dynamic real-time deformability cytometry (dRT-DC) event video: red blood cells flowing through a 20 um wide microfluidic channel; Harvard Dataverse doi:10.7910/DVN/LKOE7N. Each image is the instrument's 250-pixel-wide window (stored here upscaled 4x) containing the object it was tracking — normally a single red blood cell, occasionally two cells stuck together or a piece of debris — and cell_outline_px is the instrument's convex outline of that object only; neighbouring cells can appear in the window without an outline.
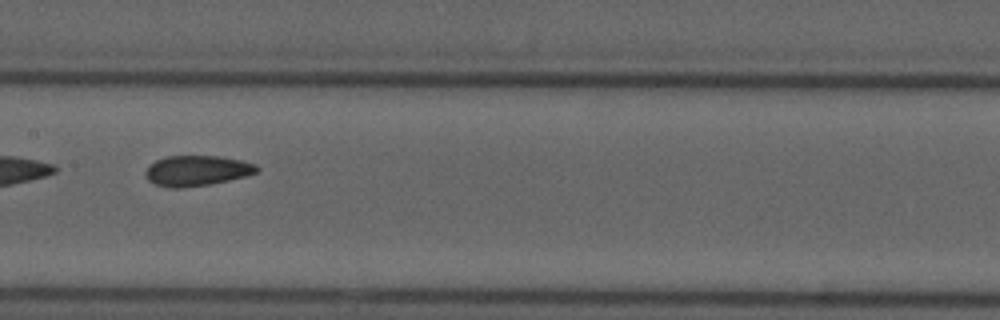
{"species": "common noctule bat (a hibernating species)", "species_latin": "Nyctalus noctula", "temperature_condition": "cold", "stored_images_in_passage": 11, "camera_frame_rate_fps": 3000, "um_per_image_px": 0.085, "animal": {"sex": "male", "forearm_length_mm": 52.5}, "frame": {"image": 1, "passage_image": 4, "time_ms": 3.333, "image_size_px": [1000, 320], "cell_outline_px": [[260, 168], [256, 172], [248, 176], [212, 184], [184, 188], [168, 188], [156, 184], [148, 180], [144, 172], [156, 160], [168, 156], [216, 156], [240, 160], [256, 164]], "centroid_in_image_um": [16.76, 14.52], "position_along_channel_um": 190.6, "area_um2": 19.77}}
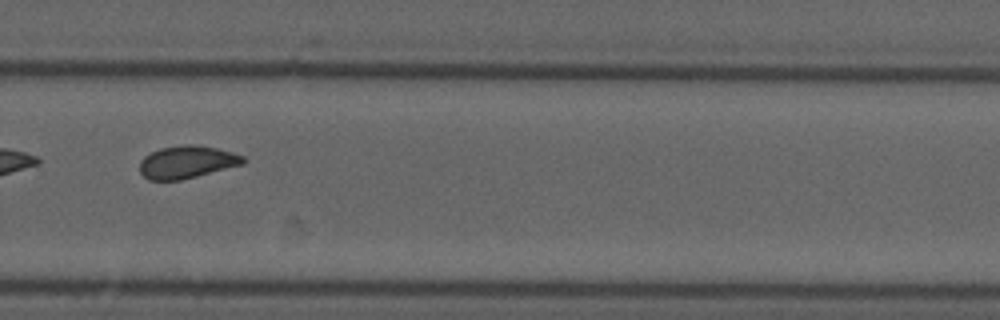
{"frame": {"image": 2, "passage_image": 7, "time_ms": 6.667, "image_size_px": [1000, 320], "cell_outline_px": [[248, 160], [244, 164], [180, 180], [148, 180], [140, 172], [140, 160], [144, 156], [160, 148], [184, 144], [188, 144], [216, 148], [232, 152], [244, 156]], "centroid_in_image_um": [15.89, 13.77], "position_along_channel_um": 313.9, "area_um2": 19.59}, "authors_computed_cell_mechanics": {"area_um2": 19.7098, "velocity_mm_per_s": 3.6981, "shape_relaxation_time_tau1_ms": null, "shape_relaxation_time_tau2_ms": 2.2153, "deformation_change_tau1": null, "deformation_change_tau2": 0.0576}}